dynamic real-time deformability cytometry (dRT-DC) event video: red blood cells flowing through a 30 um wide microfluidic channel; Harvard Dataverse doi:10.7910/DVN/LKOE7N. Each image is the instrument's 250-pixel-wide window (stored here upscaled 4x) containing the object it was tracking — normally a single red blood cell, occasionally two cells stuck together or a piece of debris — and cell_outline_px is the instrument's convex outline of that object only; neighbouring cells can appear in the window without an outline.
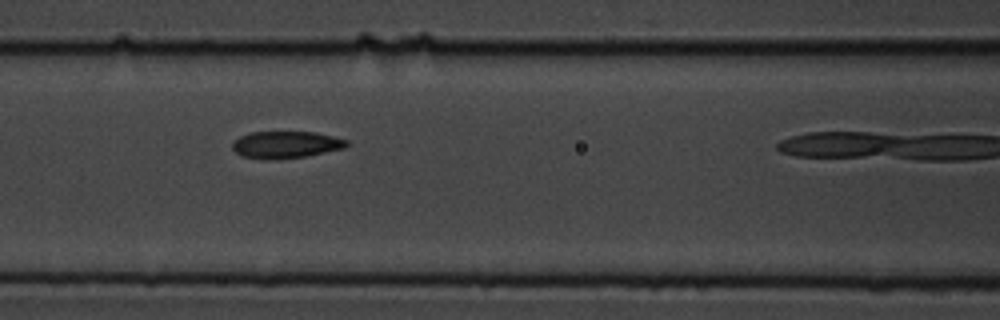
{"species": "common noctule bat (a hibernating species)", "species_latin": "Nyctalus noctula", "temperature_condition": "cold", "stored_images_in_passage": 7, "camera_frame_rate_fps": 3000, "um_per_image_px": 0.085, "animal": {"sex": "male", "body_mass_g": 19.5, "forearm_length_mm": 54.6}, "frame": {"image": 1, "passage_image": 6, "time_ms": 6.333, "image_size_px": [1000, 320], "cell_outline_px": [[348, 144], [344, 148], [304, 156], [240, 156], [232, 148], [232, 140], [248, 132], [316, 132], [348, 140]], "centroid_in_image_um": [24.3, 12.23], "position_along_channel_um": 142.3, "area_um2": 17.05}}